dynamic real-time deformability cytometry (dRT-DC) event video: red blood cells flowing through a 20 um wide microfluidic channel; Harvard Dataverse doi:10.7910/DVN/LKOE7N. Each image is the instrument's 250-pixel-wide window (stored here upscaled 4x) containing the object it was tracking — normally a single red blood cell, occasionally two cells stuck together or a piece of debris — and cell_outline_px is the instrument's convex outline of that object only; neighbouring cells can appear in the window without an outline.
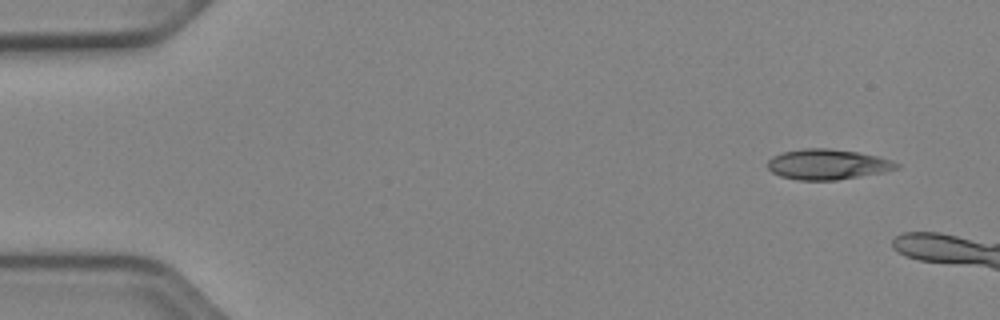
{"species": "Egyptian fruit bat (a non-hibernating species)", "species_latin": "Rousettus aegyptiacus", "temperature_condition": "cold", "stored_images_in_passage": 11, "camera_frame_rate_fps": 3000, "um_per_image_px": 0.085, "animal": {"sex": "female"}, "frame": {"image": 1, "passage_image": 1, "time_ms": 0.0, "image_size_px": [1000, 320], "cell_outline_px": [[900, 168], [884, 172], [836, 180], [796, 180], [780, 176], [772, 172], [768, 168], [768, 160], [772, 156], [780, 152], [804, 148], [828, 148], [856, 152], [876, 156], [892, 160], [900, 164]], "centroid_in_image_um": [70.32, 13.97], "position_along_channel_um": 14.7, "area_um2": 22.89}}